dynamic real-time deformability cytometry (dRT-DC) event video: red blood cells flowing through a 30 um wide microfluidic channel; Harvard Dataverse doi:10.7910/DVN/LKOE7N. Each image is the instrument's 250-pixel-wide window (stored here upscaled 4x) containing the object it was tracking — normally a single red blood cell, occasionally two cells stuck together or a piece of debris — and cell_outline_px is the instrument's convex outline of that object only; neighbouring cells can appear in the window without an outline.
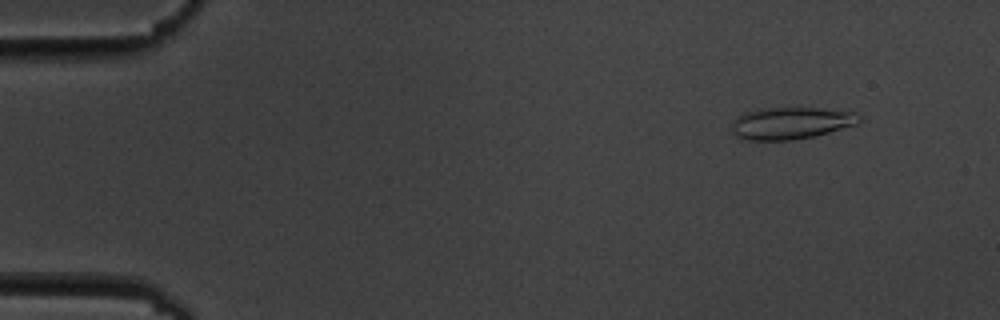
{"species": "common noctule bat (a hibernating species)", "species_latin": "Nyctalus noctula", "temperature_condition": "cold", "stored_images_in_passage": 15, "camera_frame_rate_fps": 3000, "um_per_image_px": 0.085, "animal": {"sex": "male", "body_mass_g": 19.5, "forearm_length_mm": 54.6}, "frame": {"image": 1, "passage_image": 2, "time_ms": 1.333, "image_size_px": [1000, 320], "cell_outline_px": [[864, 120], [856, 124], [816, 136], [792, 140], [748, 140], [736, 136], [732, 132], [732, 120], [736, 116], [744, 112], [760, 108], [816, 108], [852, 112], [864, 116]], "centroid_in_image_um": [67.22, 10.46], "position_along_channel_um": 17.8, "area_um2": 23.99}}
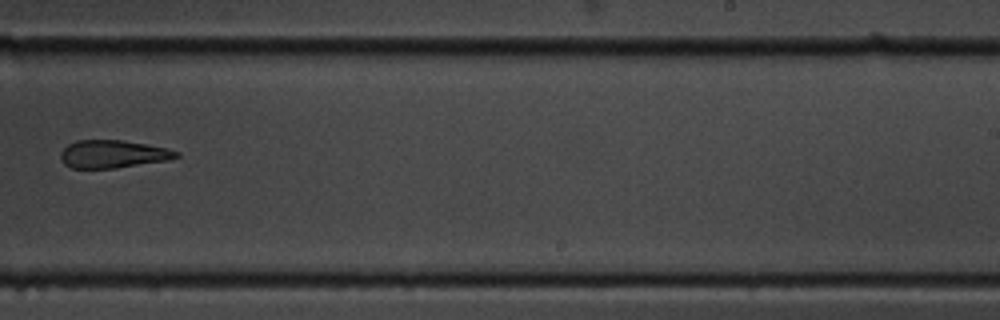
{"frame": {"image": 2, "passage_image": 10, "time_ms": 11.667, "image_size_px": [1000, 320], "cell_outline_px": [[180, 156], [168, 160], [116, 168], [72, 168], [64, 164], [60, 160], [60, 152], [68, 144], [76, 140], [120, 140], [168, 148], [180, 152]], "centroid_in_image_um": [9.58, 13.1], "position_along_channel_um": 279.4, "area_um2": 18.79}}
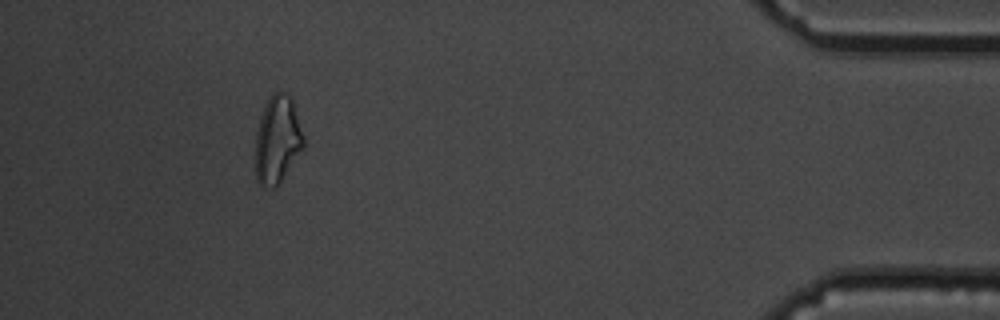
{"frame": {"image": 3, "passage_image": 14, "time_ms": 17.0, "image_size_px": [1000, 320], "cell_outline_px": [[304, 148], [276, 188], [264, 188], [256, 180], [256, 132], [260, 116], [268, 96], [276, 88], [292, 96], [304, 136]], "centroid_in_image_um": [23.59, 11.83], "position_along_channel_um": 411.6, "area_um2": 25.2}, "authors_computed_cell_mechanics": {"area_um2": 21.2126, "velocity_mm_per_s": 3.5142, "shape_relaxation_time_tau1_ms": 3.0963, "shape_relaxation_time_tau2_ms": 4.6288, "deformation_change_tau1": 0.1176, "deformation_change_tau2": 0.1356}}